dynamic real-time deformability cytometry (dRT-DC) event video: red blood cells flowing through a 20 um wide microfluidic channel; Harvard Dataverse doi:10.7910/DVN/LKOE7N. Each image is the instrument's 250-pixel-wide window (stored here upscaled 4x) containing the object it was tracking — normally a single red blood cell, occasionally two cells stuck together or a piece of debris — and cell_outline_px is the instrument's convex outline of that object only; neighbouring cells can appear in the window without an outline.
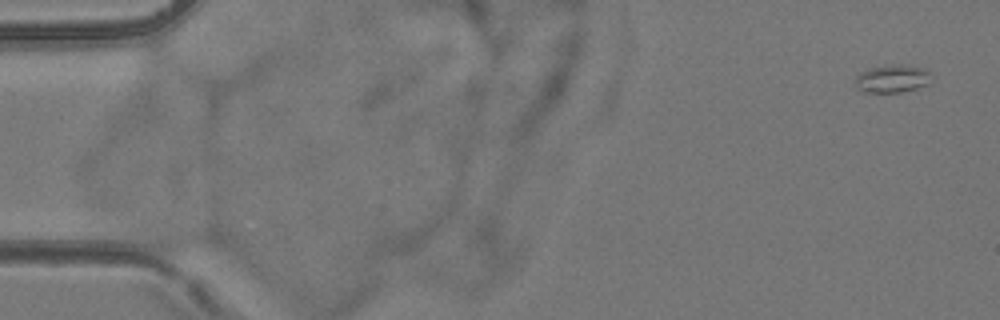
{"species": "common noctule bat (a hibernating species)", "species_latin": "Nyctalus noctula", "temperature_condition": "room temperature", "stored_images_in_passage": 4, "camera_frame_rate_fps": 3000, "um_per_image_px": 0.085, "animal": {"sex": "female", "body_mass_g": 24.6, "forearm_length_mm": 56.2}, "frame": {"image": 1, "passage_image": 1, "time_ms": 0.0, "image_size_px": [1000, 320], "cell_outline_px": [[928, 84], [916, 88], [900, 92], [864, 92], [856, 88], [856, 76], [860, 72], [868, 68], [900, 64], [920, 68], [928, 72]], "centroid_in_image_um": [75.76, 6.7], "position_along_channel_um": 9.2, "area_um2": 11.96}}
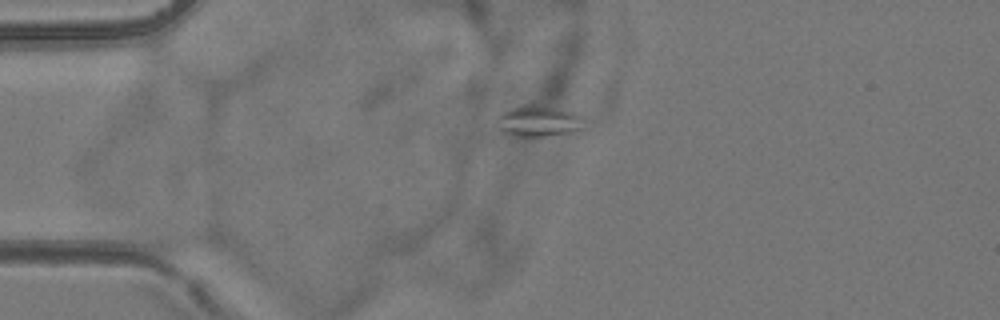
{"frame": {"image": 2, "passage_image": 3, "time_ms": 4.0, "image_size_px": [1000, 320], "cell_outline_px": [[580, 116], [576, 128], [572, 132], [544, 136], [520, 136], [508, 132], [500, 128], [496, 120], [496, 116], [520, 104], [532, 104], [572, 112]], "centroid_in_image_um": [45.66, 10.27], "position_along_channel_um": 39.3, "area_um2": 14.8}}